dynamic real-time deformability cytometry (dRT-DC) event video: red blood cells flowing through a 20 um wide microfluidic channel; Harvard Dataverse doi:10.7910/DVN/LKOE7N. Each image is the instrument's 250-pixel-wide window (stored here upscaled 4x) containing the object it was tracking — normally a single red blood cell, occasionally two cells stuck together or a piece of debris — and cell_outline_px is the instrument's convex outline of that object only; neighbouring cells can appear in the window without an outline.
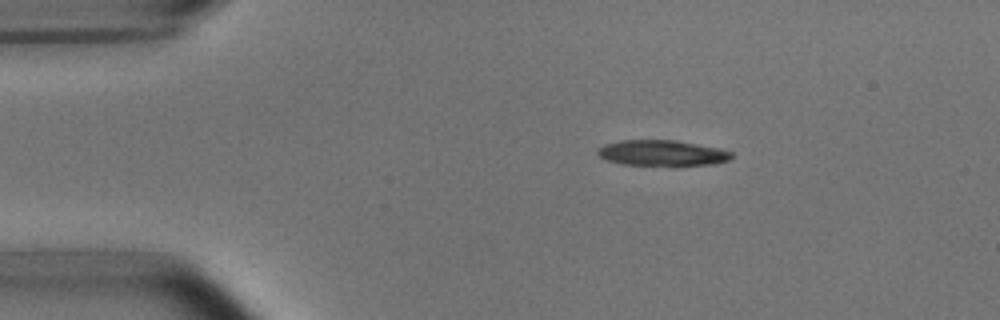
{"species": "common noctule bat (a hibernating species)", "species_latin": "Nyctalus noctula", "temperature_condition": "room temperature", "stored_images_in_passage": 6, "camera_frame_rate_fps": 3000, "um_per_image_px": 0.085, "animal": {"sex": "male", "body_mass_g": 15.6}, "frame": {"image": 1, "passage_image": 2, "time_ms": 0.333, "image_size_px": [1000, 320], "cell_outline_px": [[732, 156], [728, 160], [716, 164], [680, 168], [672, 168], [620, 164], [608, 160], [600, 156], [596, 152], [596, 148], [604, 144], [620, 140], [676, 140], [720, 148], [732, 152]], "centroid_in_image_um": [56.3, 13.05], "position_along_channel_um": 28.7, "area_um2": 21.21}}
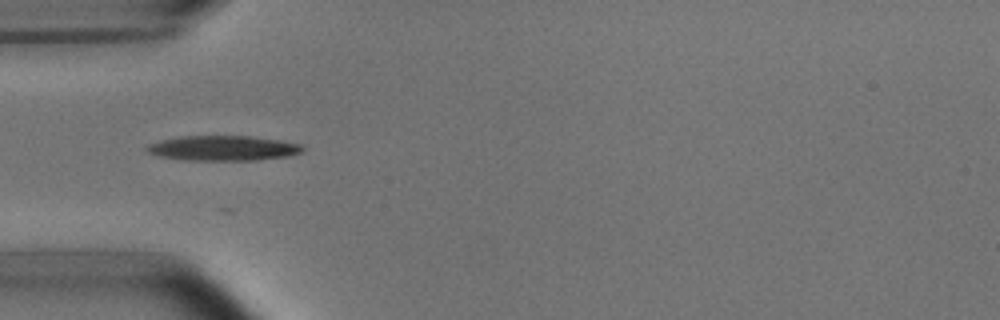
{"frame": {"image": 2, "passage_image": 4, "time_ms": 1.0, "image_size_px": [1000, 320], "cell_outline_px": [[304, 148], [300, 152], [288, 156], [256, 160], [184, 160], [160, 156], [148, 152], [144, 148], [148, 144], [160, 140], [180, 136], [248, 136], [280, 140], [300, 144]], "centroid_in_image_um": [18.92, 12.59], "position_along_channel_um": 66.1, "area_um2": 22.6}}
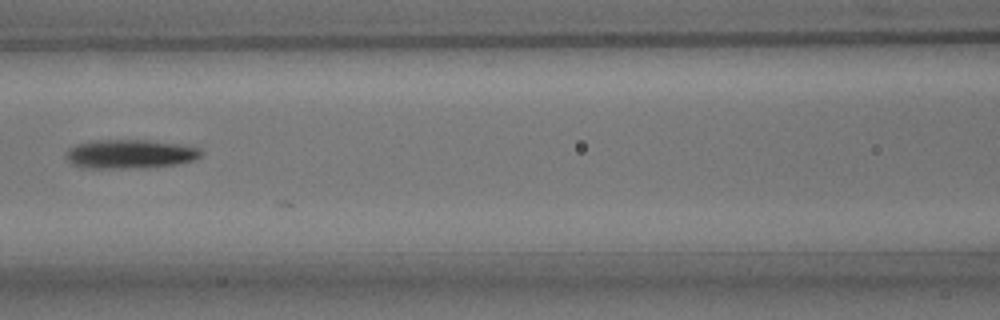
{"frame": {"image": 3, "passage_image": 6, "time_ms": 1.667, "image_size_px": [1000, 320], "cell_outline_px": [[204, 152], [196, 160], [176, 164], [124, 168], [92, 168], [72, 164], [68, 160], [68, 148], [76, 144], [92, 140], [144, 140], [180, 144], [200, 148]], "centroid_in_image_um": [11.08, 13.07], "position_along_channel_um": 155.5, "area_um2": 22.48}}